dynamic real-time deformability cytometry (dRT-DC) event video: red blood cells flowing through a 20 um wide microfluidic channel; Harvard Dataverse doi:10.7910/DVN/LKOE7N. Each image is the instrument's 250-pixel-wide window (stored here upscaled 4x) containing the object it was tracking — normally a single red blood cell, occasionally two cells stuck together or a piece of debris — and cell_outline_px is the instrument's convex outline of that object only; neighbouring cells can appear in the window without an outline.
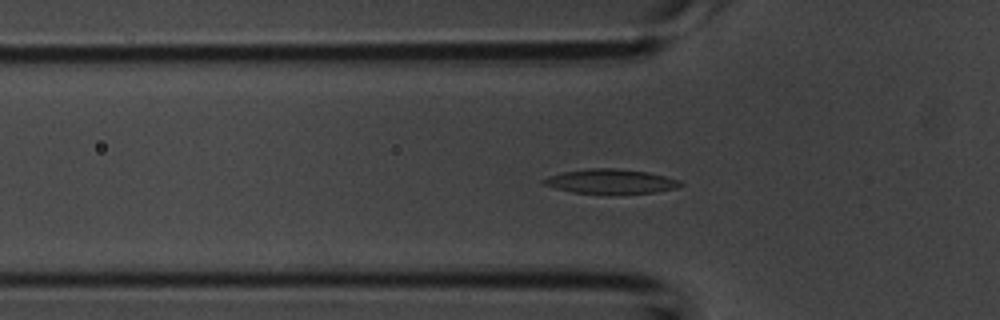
{"species": "common noctule bat (a hibernating species)", "species_latin": "Nyctalus noctula", "temperature_condition": "room temperature", "stored_images_in_passage": 54, "camera_frame_rate_fps": 3000, "um_per_image_px": 0.085, "animal": {"sex": "male", "body_mass_g": 20.1, "forearm_length_mm": 53.5}, "frame": {"image": 1, "passage_image": 17, "time_ms": 5.333, "image_size_px": [1000, 320], "cell_outline_px": [[684, 184], [676, 188], [656, 192], [572, 192], [556, 188], [544, 184], [540, 180], [548, 176], [564, 172], [588, 168], [612, 168], [648, 172], [680, 180]], "centroid_in_image_um": [51.91, 15.39], "position_along_channel_um": 73.9, "area_um2": 18.9}}
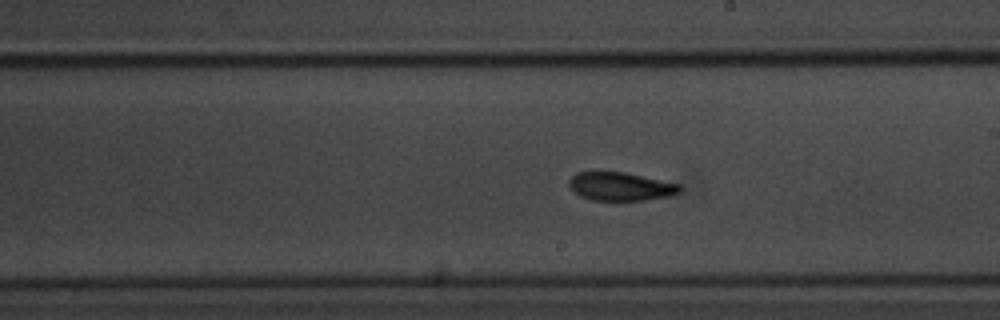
{"frame": {"image": 2, "passage_image": 30, "time_ms": 9.667, "image_size_px": [1000, 320], "cell_outline_px": [[684, 188], [680, 192], [668, 196], [644, 200], [616, 204], [592, 200], [580, 196], [568, 184], [568, 180], [576, 172], [624, 172], [680, 184]], "centroid_in_image_um": [52.75, 15.9], "position_along_channel_um": 236.2, "area_um2": 18.96}}
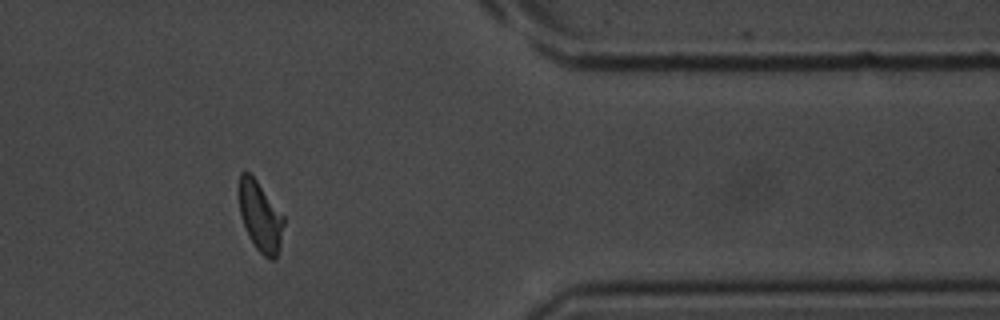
{"frame": {"image": 3, "passage_image": 44, "time_ms": 14.333, "image_size_px": [1000, 320], "cell_outline_px": [[284, 224], [280, 244], [276, 260], [268, 260], [256, 248], [248, 236], [240, 216], [240, 172], [248, 172], [256, 180], [284, 216]], "centroid_in_image_um": [22.14, 18.46], "position_along_channel_um": 389.3, "area_um2": 17.98}, "authors_computed_cell_mechanics": {"area_um2": 18.5538, "velocity_mm_per_s": 3.7306, "shape_relaxation_time_tau1_ms": 2.962, "shape_relaxation_time_tau2_ms": 2.9388, "deformation_change_tau1": 0.1424, "deformation_change_tau2": 0.068}}